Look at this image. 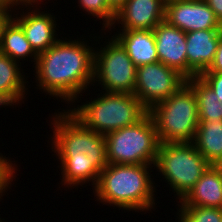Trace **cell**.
Masks as SVG:
<instances>
[{
  "instance_id": "1",
  "label": "cell",
  "mask_w": 222,
  "mask_h": 222,
  "mask_svg": "<svg viewBox=\"0 0 222 222\" xmlns=\"http://www.w3.org/2000/svg\"><path fill=\"white\" fill-rule=\"evenodd\" d=\"M57 112L49 118L53 134L48 143L61 165L58 184L72 190L91 182L94 188L108 165L105 135L89 130L67 109Z\"/></svg>"
},
{
  "instance_id": "2",
  "label": "cell",
  "mask_w": 222,
  "mask_h": 222,
  "mask_svg": "<svg viewBox=\"0 0 222 222\" xmlns=\"http://www.w3.org/2000/svg\"><path fill=\"white\" fill-rule=\"evenodd\" d=\"M86 36L72 39L62 37L38 55L34 66L35 83L45 96L71 106L80 103L83 93L90 96L94 78V49ZM83 38V39H82ZM88 42V43H87ZM88 89V90H87ZM86 91V92H85ZM82 93V94H81ZM70 104V105H69Z\"/></svg>"
},
{
  "instance_id": "3",
  "label": "cell",
  "mask_w": 222,
  "mask_h": 222,
  "mask_svg": "<svg viewBox=\"0 0 222 222\" xmlns=\"http://www.w3.org/2000/svg\"><path fill=\"white\" fill-rule=\"evenodd\" d=\"M153 167L146 164H108L100 172L97 185L92 188L95 201L124 212L152 213L157 205L155 193L158 187L151 178L154 177L151 174Z\"/></svg>"
},
{
  "instance_id": "4",
  "label": "cell",
  "mask_w": 222,
  "mask_h": 222,
  "mask_svg": "<svg viewBox=\"0 0 222 222\" xmlns=\"http://www.w3.org/2000/svg\"><path fill=\"white\" fill-rule=\"evenodd\" d=\"M66 109L89 130L107 135L140 121L148 110L130 93L104 92ZM76 105V106H75Z\"/></svg>"
},
{
  "instance_id": "5",
  "label": "cell",
  "mask_w": 222,
  "mask_h": 222,
  "mask_svg": "<svg viewBox=\"0 0 222 222\" xmlns=\"http://www.w3.org/2000/svg\"><path fill=\"white\" fill-rule=\"evenodd\" d=\"M211 164L193 142L160 143L154 165L176 201H181Z\"/></svg>"
},
{
  "instance_id": "6",
  "label": "cell",
  "mask_w": 222,
  "mask_h": 222,
  "mask_svg": "<svg viewBox=\"0 0 222 222\" xmlns=\"http://www.w3.org/2000/svg\"><path fill=\"white\" fill-rule=\"evenodd\" d=\"M148 113L155 123L160 143L194 141L199 124L198 102L187 83L155 104Z\"/></svg>"
},
{
  "instance_id": "7",
  "label": "cell",
  "mask_w": 222,
  "mask_h": 222,
  "mask_svg": "<svg viewBox=\"0 0 222 222\" xmlns=\"http://www.w3.org/2000/svg\"><path fill=\"white\" fill-rule=\"evenodd\" d=\"M108 164L155 165L160 141L149 113L131 126L105 135Z\"/></svg>"
},
{
  "instance_id": "8",
  "label": "cell",
  "mask_w": 222,
  "mask_h": 222,
  "mask_svg": "<svg viewBox=\"0 0 222 222\" xmlns=\"http://www.w3.org/2000/svg\"><path fill=\"white\" fill-rule=\"evenodd\" d=\"M101 33V37L100 35L98 37L95 35L92 37L95 43H91L92 46L95 45L94 78L92 86L97 85L96 87L99 86L101 88L100 91L104 92L133 94L136 85L137 67L133 64L126 50L112 36V33H106V31ZM108 33L111 36H106L107 39L104 35ZM104 37L105 39H103ZM100 39L102 43V40H105L103 45H100ZM97 42L99 44L98 47H96L98 45Z\"/></svg>"
},
{
  "instance_id": "9",
  "label": "cell",
  "mask_w": 222,
  "mask_h": 222,
  "mask_svg": "<svg viewBox=\"0 0 222 222\" xmlns=\"http://www.w3.org/2000/svg\"><path fill=\"white\" fill-rule=\"evenodd\" d=\"M185 84L186 78L179 72L162 62H155L137 67L133 94L147 110H150Z\"/></svg>"
},
{
  "instance_id": "10",
  "label": "cell",
  "mask_w": 222,
  "mask_h": 222,
  "mask_svg": "<svg viewBox=\"0 0 222 222\" xmlns=\"http://www.w3.org/2000/svg\"><path fill=\"white\" fill-rule=\"evenodd\" d=\"M41 4L43 3L16 5L11 13V17L21 26L28 42L38 55L54 45L62 34L57 33L60 31L57 28L58 18L53 15L54 13L41 11Z\"/></svg>"
},
{
  "instance_id": "11",
  "label": "cell",
  "mask_w": 222,
  "mask_h": 222,
  "mask_svg": "<svg viewBox=\"0 0 222 222\" xmlns=\"http://www.w3.org/2000/svg\"><path fill=\"white\" fill-rule=\"evenodd\" d=\"M165 21L186 33L222 29L221 23L204 0H166Z\"/></svg>"
},
{
  "instance_id": "12",
  "label": "cell",
  "mask_w": 222,
  "mask_h": 222,
  "mask_svg": "<svg viewBox=\"0 0 222 222\" xmlns=\"http://www.w3.org/2000/svg\"><path fill=\"white\" fill-rule=\"evenodd\" d=\"M165 9L166 0H127L107 32L115 30L118 24L116 30H153L165 20Z\"/></svg>"
},
{
  "instance_id": "13",
  "label": "cell",
  "mask_w": 222,
  "mask_h": 222,
  "mask_svg": "<svg viewBox=\"0 0 222 222\" xmlns=\"http://www.w3.org/2000/svg\"><path fill=\"white\" fill-rule=\"evenodd\" d=\"M159 62L187 79L186 32L162 21L153 29Z\"/></svg>"
},
{
  "instance_id": "14",
  "label": "cell",
  "mask_w": 222,
  "mask_h": 222,
  "mask_svg": "<svg viewBox=\"0 0 222 222\" xmlns=\"http://www.w3.org/2000/svg\"><path fill=\"white\" fill-rule=\"evenodd\" d=\"M222 29L197 30L186 33L187 79L199 76L211 65Z\"/></svg>"
},
{
  "instance_id": "15",
  "label": "cell",
  "mask_w": 222,
  "mask_h": 222,
  "mask_svg": "<svg viewBox=\"0 0 222 222\" xmlns=\"http://www.w3.org/2000/svg\"><path fill=\"white\" fill-rule=\"evenodd\" d=\"M0 51V107L24 103L28 94V82L24 67ZM24 71V72H23ZM25 73V74H24ZM28 83V84H27ZM28 86V87H27ZM26 94V95H25Z\"/></svg>"
},
{
  "instance_id": "16",
  "label": "cell",
  "mask_w": 222,
  "mask_h": 222,
  "mask_svg": "<svg viewBox=\"0 0 222 222\" xmlns=\"http://www.w3.org/2000/svg\"><path fill=\"white\" fill-rule=\"evenodd\" d=\"M181 206L222 208V167L210 165L187 195Z\"/></svg>"
},
{
  "instance_id": "17",
  "label": "cell",
  "mask_w": 222,
  "mask_h": 222,
  "mask_svg": "<svg viewBox=\"0 0 222 222\" xmlns=\"http://www.w3.org/2000/svg\"><path fill=\"white\" fill-rule=\"evenodd\" d=\"M114 34L136 67L159 62L153 30H117Z\"/></svg>"
},
{
  "instance_id": "18",
  "label": "cell",
  "mask_w": 222,
  "mask_h": 222,
  "mask_svg": "<svg viewBox=\"0 0 222 222\" xmlns=\"http://www.w3.org/2000/svg\"><path fill=\"white\" fill-rule=\"evenodd\" d=\"M0 51L19 64L31 59V62H34L33 68L38 58L23 29L11 16L1 28ZM21 60L23 62H20Z\"/></svg>"
},
{
  "instance_id": "19",
  "label": "cell",
  "mask_w": 222,
  "mask_h": 222,
  "mask_svg": "<svg viewBox=\"0 0 222 222\" xmlns=\"http://www.w3.org/2000/svg\"><path fill=\"white\" fill-rule=\"evenodd\" d=\"M193 144L211 165H220L222 163V119L199 120Z\"/></svg>"
},
{
  "instance_id": "20",
  "label": "cell",
  "mask_w": 222,
  "mask_h": 222,
  "mask_svg": "<svg viewBox=\"0 0 222 222\" xmlns=\"http://www.w3.org/2000/svg\"><path fill=\"white\" fill-rule=\"evenodd\" d=\"M198 102L199 120L222 119V103L212 89L199 77L186 79Z\"/></svg>"
},
{
  "instance_id": "21",
  "label": "cell",
  "mask_w": 222,
  "mask_h": 222,
  "mask_svg": "<svg viewBox=\"0 0 222 222\" xmlns=\"http://www.w3.org/2000/svg\"><path fill=\"white\" fill-rule=\"evenodd\" d=\"M176 205L178 222H222V208Z\"/></svg>"
},
{
  "instance_id": "22",
  "label": "cell",
  "mask_w": 222,
  "mask_h": 222,
  "mask_svg": "<svg viewBox=\"0 0 222 222\" xmlns=\"http://www.w3.org/2000/svg\"><path fill=\"white\" fill-rule=\"evenodd\" d=\"M78 7L86 14L96 18L95 21L102 20V29L108 31L112 26L116 13L109 7L107 0H75Z\"/></svg>"
},
{
  "instance_id": "23",
  "label": "cell",
  "mask_w": 222,
  "mask_h": 222,
  "mask_svg": "<svg viewBox=\"0 0 222 222\" xmlns=\"http://www.w3.org/2000/svg\"><path fill=\"white\" fill-rule=\"evenodd\" d=\"M199 77L217 94V98L222 103V73L203 72Z\"/></svg>"
},
{
  "instance_id": "24",
  "label": "cell",
  "mask_w": 222,
  "mask_h": 222,
  "mask_svg": "<svg viewBox=\"0 0 222 222\" xmlns=\"http://www.w3.org/2000/svg\"><path fill=\"white\" fill-rule=\"evenodd\" d=\"M17 161H12L10 158L2 155L0 153V171L13 183L16 180L17 170L19 169L17 164L14 163ZM16 171V172H15Z\"/></svg>"
},
{
  "instance_id": "25",
  "label": "cell",
  "mask_w": 222,
  "mask_h": 222,
  "mask_svg": "<svg viewBox=\"0 0 222 222\" xmlns=\"http://www.w3.org/2000/svg\"><path fill=\"white\" fill-rule=\"evenodd\" d=\"M204 72H219L222 73V34L217 45V51L214 59L208 69Z\"/></svg>"
},
{
  "instance_id": "26",
  "label": "cell",
  "mask_w": 222,
  "mask_h": 222,
  "mask_svg": "<svg viewBox=\"0 0 222 222\" xmlns=\"http://www.w3.org/2000/svg\"><path fill=\"white\" fill-rule=\"evenodd\" d=\"M222 25V0H204Z\"/></svg>"
},
{
  "instance_id": "27",
  "label": "cell",
  "mask_w": 222,
  "mask_h": 222,
  "mask_svg": "<svg viewBox=\"0 0 222 222\" xmlns=\"http://www.w3.org/2000/svg\"><path fill=\"white\" fill-rule=\"evenodd\" d=\"M11 185L13 187L12 182L0 171V201L3 200L4 194L7 195V191L12 189Z\"/></svg>"
},
{
  "instance_id": "28",
  "label": "cell",
  "mask_w": 222,
  "mask_h": 222,
  "mask_svg": "<svg viewBox=\"0 0 222 222\" xmlns=\"http://www.w3.org/2000/svg\"><path fill=\"white\" fill-rule=\"evenodd\" d=\"M109 7L117 13L127 0H107Z\"/></svg>"
},
{
  "instance_id": "29",
  "label": "cell",
  "mask_w": 222,
  "mask_h": 222,
  "mask_svg": "<svg viewBox=\"0 0 222 222\" xmlns=\"http://www.w3.org/2000/svg\"><path fill=\"white\" fill-rule=\"evenodd\" d=\"M13 10H2L0 9V33L3 24L9 19Z\"/></svg>"
},
{
  "instance_id": "30",
  "label": "cell",
  "mask_w": 222,
  "mask_h": 222,
  "mask_svg": "<svg viewBox=\"0 0 222 222\" xmlns=\"http://www.w3.org/2000/svg\"><path fill=\"white\" fill-rule=\"evenodd\" d=\"M14 6L42 3V0H9Z\"/></svg>"
},
{
  "instance_id": "31",
  "label": "cell",
  "mask_w": 222,
  "mask_h": 222,
  "mask_svg": "<svg viewBox=\"0 0 222 222\" xmlns=\"http://www.w3.org/2000/svg\"><path fill=\"white\" fill-rule=\"evenodd\" d=\"M14 5L9 0H0V9L2 10H13Z\"/></svg>"
},
{
  "instance_id": "32",
  "label": "cell",
  "mask_w": 222,
  "mask_h": 222,
  "mask_svg": "<svg viewBox=\"0 0 222 222\" xmlns=\"http://www.w3.org/2000/svg\"><path fill=\"white\" fill-rule=\"evenodd\" d=\"M4 220V221H3ZM0 222H5V219H2L1 217H0ZM7 222V221H6Z\"/></svg>"
}]
</instances>
